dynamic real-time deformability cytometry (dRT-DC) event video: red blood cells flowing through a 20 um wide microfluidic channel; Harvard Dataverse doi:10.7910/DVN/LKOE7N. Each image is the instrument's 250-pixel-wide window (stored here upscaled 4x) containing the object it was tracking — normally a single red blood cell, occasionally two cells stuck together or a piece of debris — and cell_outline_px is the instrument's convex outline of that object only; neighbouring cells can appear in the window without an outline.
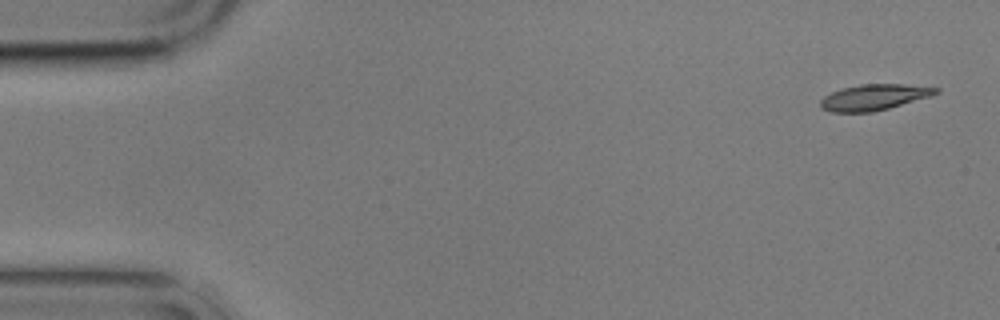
{"species": "common noctule bat (a hibernating species)", "species_latin": "Nyctalus noctula", "temperature_condition": "cold", "stored_images_in_passage": 4, "camera_frame_rate_fps": 3000, "um_per_image_px": 0.085, "animal": {"sex": "male", "body_mass_g": 17.9}, "frame": {"image": 1, "passage_image": 1, "time_ms": 0.0, "image_size_px": [1000, 320], "cell_outline_px": [[940, 92], [932, 96], [888, 108], [872, 112], [832, 112], [820, 108], [820, 100], [824, 96], [840, 88], [860, 84], [904, 84], [940, 88]], "centroid_in_image_um": [74.29, 8.26], "position_along_channel_um": 10.7, "area_um2": 17.51}}
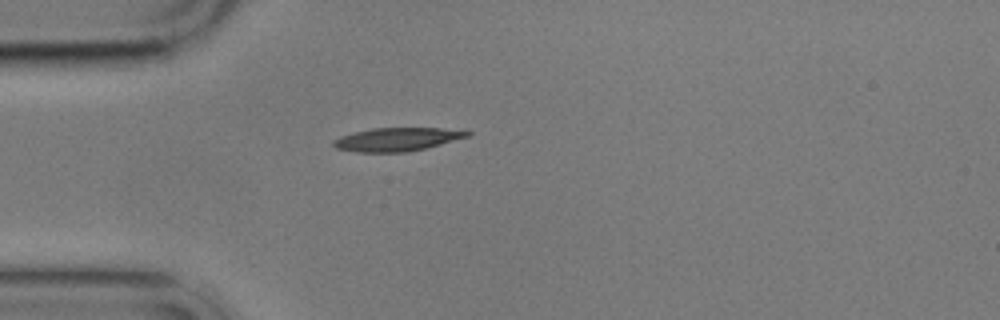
{"frame": {"image": 2, "passage_image": 4, "time_ms": 4.333, "image_size_px": [1000, 320], "cell_outline_px": [[472, 132], [468, 136], [440, 144], [408, 152], [356, 152], [336, 148], [332, 144], [332, 140], [340, 136], [372, 128], [440, 128]], "centroid_in_image_um": [33.68, 11.85], "position_along_channel_um": 51.3, "area_um2": 17.98}}